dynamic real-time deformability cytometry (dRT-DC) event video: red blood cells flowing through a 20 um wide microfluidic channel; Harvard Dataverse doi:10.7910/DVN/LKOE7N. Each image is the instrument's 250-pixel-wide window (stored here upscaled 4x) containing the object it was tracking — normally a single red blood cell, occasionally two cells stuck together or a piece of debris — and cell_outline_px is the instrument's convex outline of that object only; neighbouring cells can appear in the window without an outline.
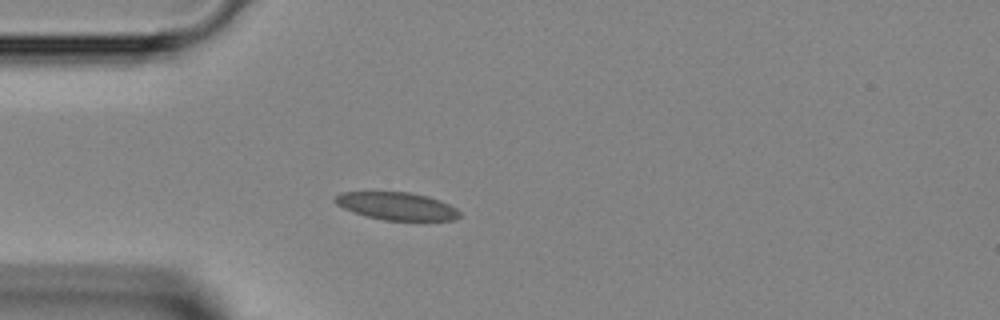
{"species": "Egyptian fruit bat (a non-hibernating species)", "species_latin": "Rousettus aegyptiacus", "temperature_condition": "room temperature", "stored_images_in_passage": 43, "camera_frame_rate_fps": 3000, "um_per_image_px": 0.085, "animal": {"sex": "female"}, "frame": {"image": 1, "passage_image": 10, "time_ms": 3.0, "image_size_px": [1000, 320], "cell_outline_px": [[460, 216], [452, 220], [384, 220], [364, 216], [352, 212], [336, 204], [332, 200], [340, 192], [408, 192], [428, 196], [440, 200], [456, 208], [460, 212]], "centroid_in_image_um": [33.69, 17.51], "position_along_channel_um": 51.3, "area_um2": 20.11}}
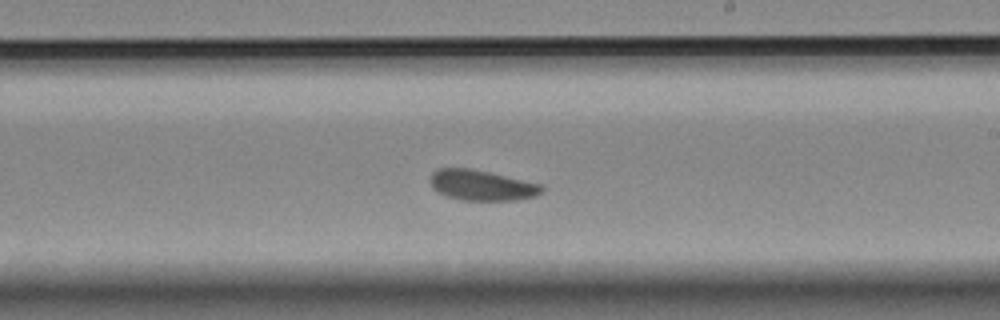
{"frame": {"image": 2, "passage_image": 24, "time_ms": 7.667, "image_size_px": [1000, 320], "cell_outline_px": [[544, 192], [536, 196], [516, 200], [460, 200], [448, 196], [432, 188], [428, 180], [432, 172], [436, 168], [472, 168], [544, 184]], "centroid_in_image_um": [40.97, 15.73], "position_along_channel_um": 248.0, "area_um2": 20.17}}
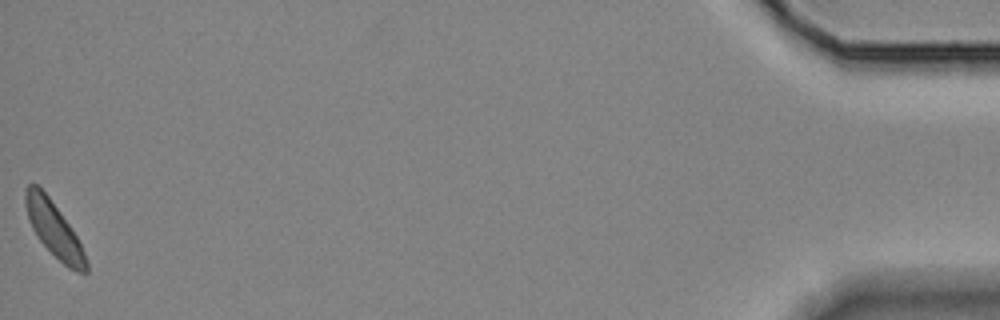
{"frame": {"image": 3, "passage_image": 43, "time_ms": 14.0, "image_size_px": [1000, 320], "cell_outline_px": [[88, 272], [76, 272], [68, 268], [40, 240], [32, 228], [28, 220], [24, 204], [24, 188], [28, 184], [36, 184], [48, 196], [68, 224], [76, 236], [84, 252], [88, 264]], "centroid_in_image_um": [4.56, 19.48], "position_along_channel_um": 430.6, "area_um2": 19.02}}